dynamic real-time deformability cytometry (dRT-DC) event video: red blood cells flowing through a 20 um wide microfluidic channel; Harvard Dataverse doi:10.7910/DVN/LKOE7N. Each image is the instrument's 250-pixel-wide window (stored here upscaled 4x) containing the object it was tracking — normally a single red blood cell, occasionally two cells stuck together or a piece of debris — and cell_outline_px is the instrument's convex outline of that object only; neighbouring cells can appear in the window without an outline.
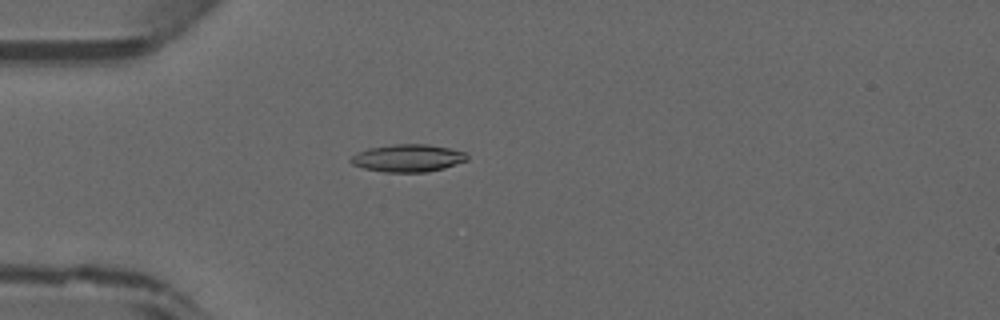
{"species": "common noctule bat (a hibernating species)", "species_latin": "Nyctalus noctula", "temperature_condition": "warm", "stored_images_in_passage": 14, "camera_frame_rate_fps": 3000, "um_per_image_px": 0.085, "animal": {"sex": "male", "forearm_length_mm": 52.5}, "frame": {"image": 1, "passage_image": 2, "time_ms": 0.333, "image_size_px": [1000, 320], "cell_outline_px": [[468, 160], [444, 168], [428, 172], [384, 172], [364, 168], [352, 164], [348, 160], [356, 152], [368, 148], [392, 144], [428, 144], [448, 148], [464, 152], [468, 156]], "centroid_in_image_um": [34.64, 13.43], "position_along_channel_um": 50.4, "area_um2": 18.73}}
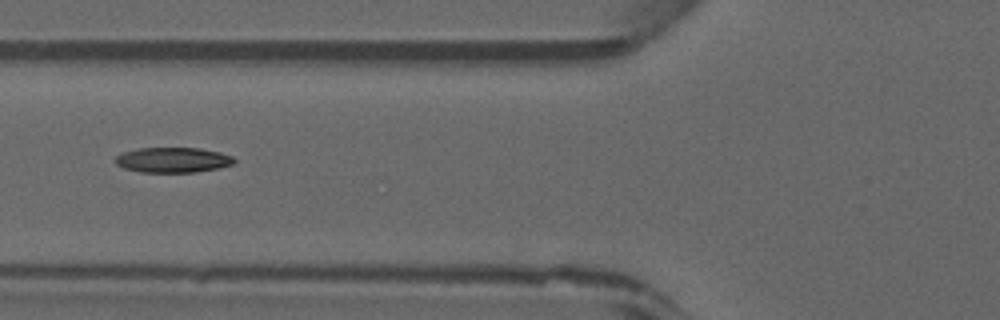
{"frame": {"image": 2, "passage_image": 7, "time_ms": 2.0, "image_size_px": [1000, 320], "cell_outline_px": [[236, 160], [232, 164], [220, 168], [196, 172], [140, 172], [124, 168], [116, 164], [112, 160], [116, 156], [124, 152], [136, 148], [200, 148], [220, 152], [232, 156]], "centroid_in_image_um": [14.68, 13.59], "position_along_channel_um": 111.1, "area_um2": 17.57}}
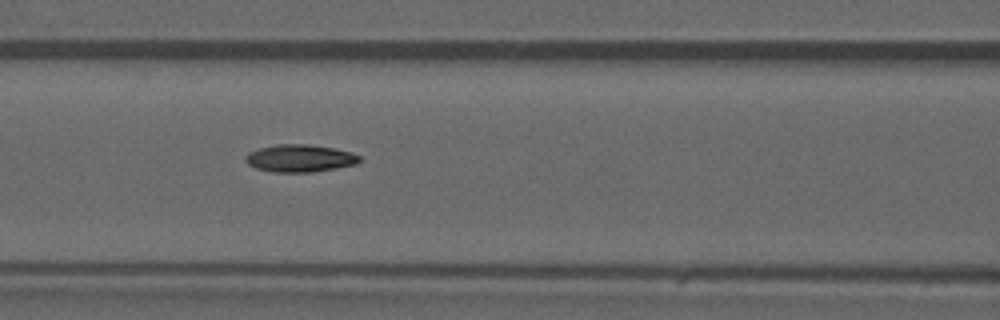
{"frame": {"image": 3, "passage_image": 9, "time_ms": 2.667, "image_size_px": [1000, 320], "cell_outline_px": [[360, 160], [356, 164], [336, 168], [312, 172], [272, 172], [256, 168], [248, 164], [244, 160], [244, 156], [248, 152], [260, 148], [276, 144], [308, 144], [332, 148], [352, 152], [360, 156]], "centroid_in_image_um": [25.46, 13.45], "position_along_channel_um": 141.1, "area_um2": 18.26}}